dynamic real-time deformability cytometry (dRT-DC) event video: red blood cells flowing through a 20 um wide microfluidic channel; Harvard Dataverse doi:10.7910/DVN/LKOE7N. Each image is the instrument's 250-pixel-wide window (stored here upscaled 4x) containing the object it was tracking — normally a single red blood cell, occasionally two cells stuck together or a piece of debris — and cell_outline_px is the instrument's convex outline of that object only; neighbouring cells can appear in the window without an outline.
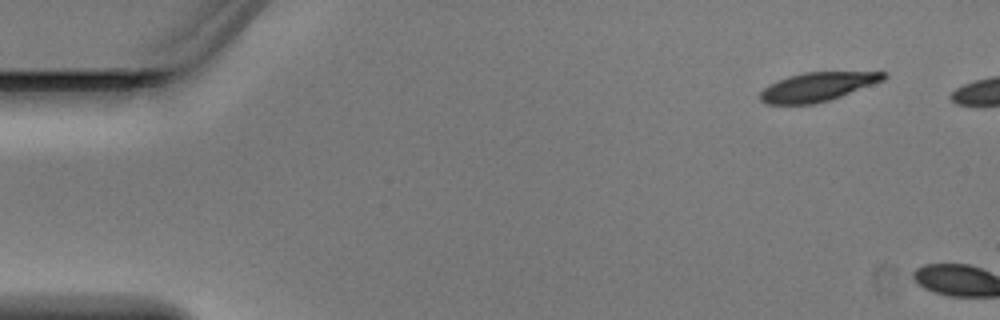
{"species": "Egyptian fruit bat (a non-hibernating species)", "species_latin": "Rousettus aegyptiacus", "temperature_condition": "warm", "stored_images_in_passage": 7, "camera_frame_rate_fps": 3000, "um_per_image_px": 0.085, "animal": {"sex": "male"}, "frame": {"image": 1, "passage_image": 1, "time_ms": 0.0, "image_size_px": [1000, 320], "cell_outline_px": [[888, 76], [884, 80], [840, 96], [828, 100], [812, 104], [768, 104], [760, 100], [760, 92], [768, 84], [776, 80], [788, 76], [804, 72], [888, 72]], "centroid_in_image_um": [69.46, 7.37], "position_along_channel_um": 15.5, "area_um2": 20.63}}